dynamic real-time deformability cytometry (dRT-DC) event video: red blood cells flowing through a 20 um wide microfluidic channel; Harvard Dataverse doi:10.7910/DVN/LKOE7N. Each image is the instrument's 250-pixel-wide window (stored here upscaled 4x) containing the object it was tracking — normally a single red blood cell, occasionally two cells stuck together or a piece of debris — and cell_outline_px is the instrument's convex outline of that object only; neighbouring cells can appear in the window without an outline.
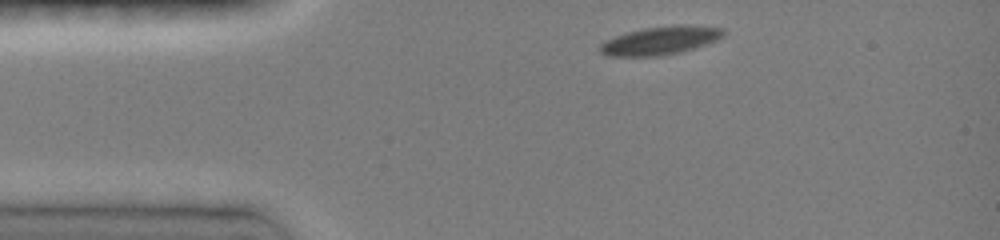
{"species": "common noctule bat (a hibernating species)", "species_latin": "Nyctalus noctula", "temperature_condition": "room temperature", "stored_images_in_passage": 7, "camera_frame_rate_fps": 3000, "um_per_image_px": 0.085, "animal": {"sex": "female", "body_mass_g": 19.0, "forearm_length_mm": 51.5}, "frame": {"image": 1, "passage_image": 1, "time_ms": 0.0, "image_size_px": [1000, 240], "cell_outline_px": [[724, 36], [716, 40], [680, 52], [660, 56], [608, 56], [600, 52], [596, 48], [600, 44], [616, 36], [628, 32], [644, 28], [676, 24], [684, 24], [724, 28]], "centroid_in_image_um": [56.11, 3.44], "position_along_channel_um": 28.9, "area_um2": 20.29}}
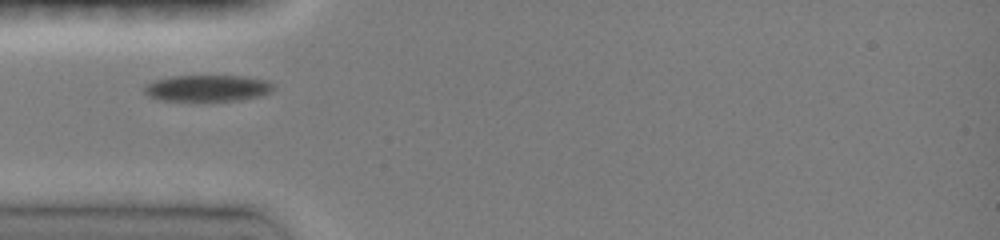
{"frame": {"image": 2, "passage_image": 5, "time_ms": 2.0, "image_size_px": [1000, 240], "cell_outline_px": [[276, 88], [260, 96], [244, 100], [196, 104], [160, 100], [148, 96], [144, 92], [144, 84], [156, 80], [172, 76], [244, 76], [268, 80], [276, 84]], "centroid_in_image_um": [17.64, 7.55], "position_along_channel_um": 67.4, "area_um2": 21.15}}